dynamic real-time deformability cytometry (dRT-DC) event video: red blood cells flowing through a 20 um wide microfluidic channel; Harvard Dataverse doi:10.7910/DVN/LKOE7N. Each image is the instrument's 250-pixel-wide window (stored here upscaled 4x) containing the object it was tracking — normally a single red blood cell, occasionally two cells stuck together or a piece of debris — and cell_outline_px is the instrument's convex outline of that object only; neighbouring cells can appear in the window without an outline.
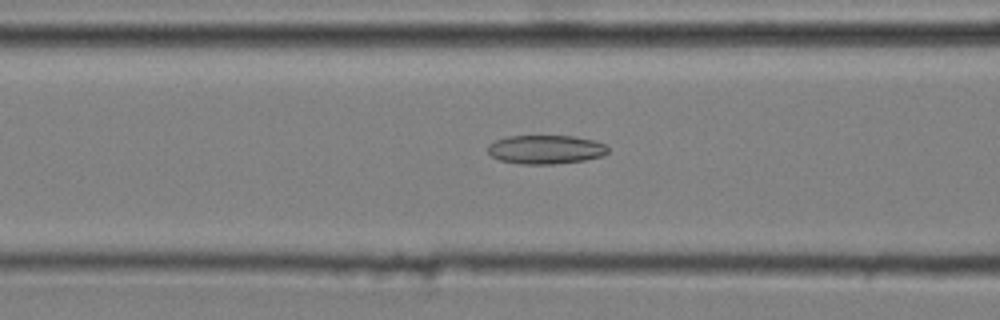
{"species": "common noctule bat (a hibernating species)", "species_latin": "Nyctalus noctula", "temperature_condition": "cold", "stored_images_in_passage": 37, "camera_frame_rate_fps": 3000, "um_per_image_px": 0.085, "animal": {"sex": "male", "body_mass_g": 20.4}, "frame": {"image": 1, "passage_image": 8, "time_ms": 2.333, "image_size_px": [1000, 320], "cell_outline_px": [[608, 152], [604, 156], [584, 160], [556, 164], [524, 164], [500, 160], [492, 156], [488, 152], [488, 144], [496, 140], [508, 136], [572, 136], [596, 140], [604, 144], [608, 148]], "centroid_in_image_um": [46.41, 12.7], "position_along_channel_um": 120.2, "area_um2": 20.23}}
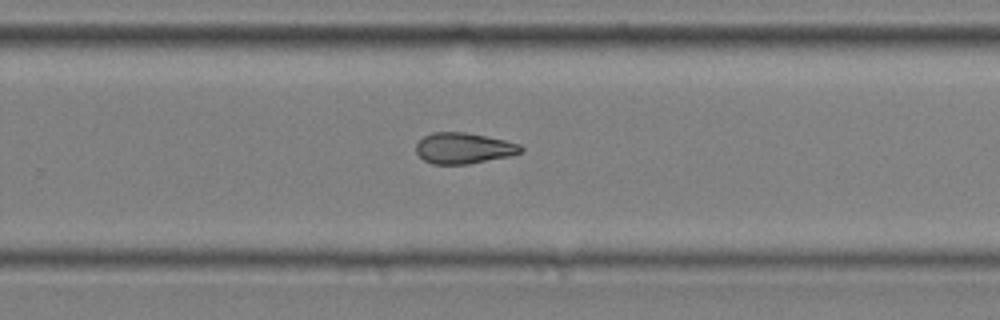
{"frame": {"image": 2, "passage_image": 22, "time_ms": 7.0, "image_size_px": [1000, 320], "cell_outline_px": [[524, 148], [520, 152], [512, 156], [468, 164], [432, 164], [424, 160], [416, 152], [416, 144], [424, 136], [432, 132], [464, 132], [504, 140], [520, 144]], "centroid_in_image_um": [39.41, 12.6], "position_along_channel_um": 290.4, "area_um2": 18.84}}
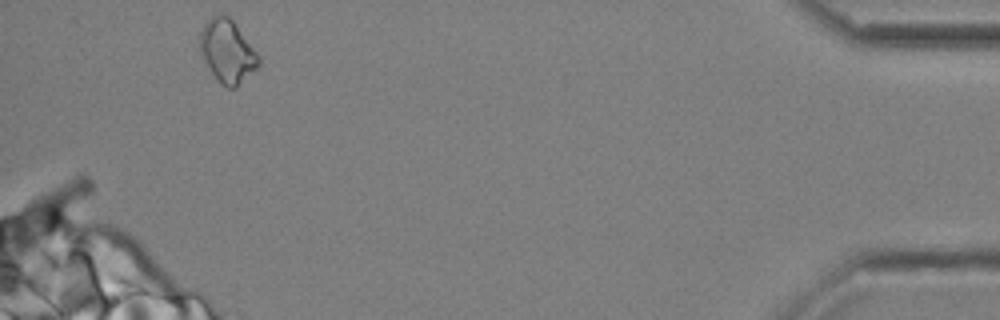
{"frame": {"image": 3, "passage_image": 37, "time_ms": 12.0, "image_size_px": [1000, 320], "cell_outline_px": [[260, 64], [236, 88], [228, 88], [220, 84], [200, 56], [200, 32], [204, 24], [212, 16], [220, 12], [228, 16], [232, 20], [260, 56]], "centroid_in_image_um": [19.31, 4.36], "position_along_channel_um": 415.9, "area_um2": 21.56}, "authors_computed_cell_mechanics": {"area_um2": 19.2474, "velocity_mm_per_s": 3.6614, "shape_relaxation_time_tau1_ms": null, "shape_relaxation_time_tau2_ms": 9.74, "deformation_change_tau1": null, "deformation_change_tau2": 0.1827}}